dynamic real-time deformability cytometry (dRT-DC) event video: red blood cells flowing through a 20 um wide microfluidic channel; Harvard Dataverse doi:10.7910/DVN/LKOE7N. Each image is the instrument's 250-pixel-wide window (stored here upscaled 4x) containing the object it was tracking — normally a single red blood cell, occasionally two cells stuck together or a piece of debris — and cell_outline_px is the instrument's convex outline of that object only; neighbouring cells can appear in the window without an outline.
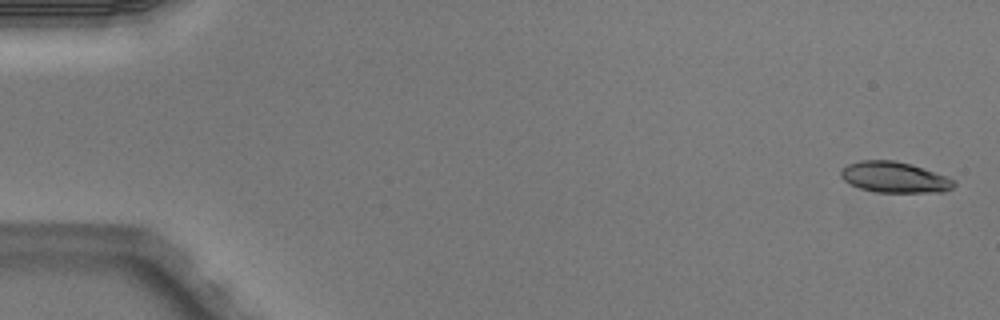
{"species": "Egyptian fruit bat (a non-hibernating species)", "species_latin": "Rousettus aegyptiacus", "temperature_condition": "warm", "stored_images_in_passage": 4, "camera_frame_rate_fps": 3000, "um_per_image_px": 0.085, "animal": {"sex": "male"}, "frame": {"image": 1, "passage_image": 1, "time_ms": 0.0, "image_size_px": [1000, 320], "cell_outline_px": [[956, 184], [952, 188], [944, 192], [876, 192], [860, 188], [844, 180], [840, 176], [840, 168], [848, 164], [860, 160], [896, 160], [948, 176], [956, 180]], "centroid_in_image_um": [76.04, 15.06], "position_along_channel_um": 9.0, "area_um2": 20.4}}
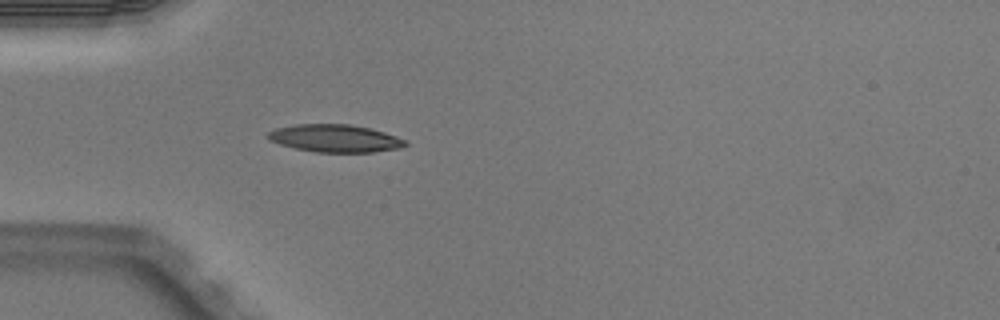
{"frame": {"image": 2, "passage_image": 4, "time_ms": 1.0, "image_size_px": [1000, 320], "cell_outline_px": [[408, 144], [400, 148], [372, 152], [316, 152], [296, 148], [280, 144], [268, 140], [268, 132], [276, 128], [296, 124], [352, 124], [372, 128], [408, 140]], "centroid_in_image_um": [28.51, 11.75], "position_along_channel_um": 56.5, "area_um2": 22.2}}